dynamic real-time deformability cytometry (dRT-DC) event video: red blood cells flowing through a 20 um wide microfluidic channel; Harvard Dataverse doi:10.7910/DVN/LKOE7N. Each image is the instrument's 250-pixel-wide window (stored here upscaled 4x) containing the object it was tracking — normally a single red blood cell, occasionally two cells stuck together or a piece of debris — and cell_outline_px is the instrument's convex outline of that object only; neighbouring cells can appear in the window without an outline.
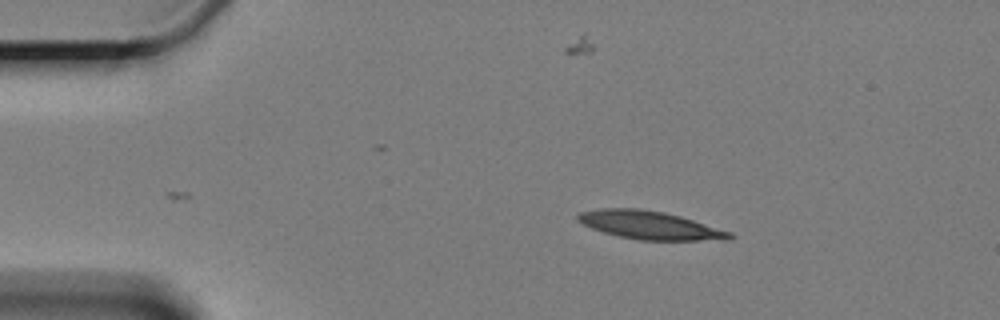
{"species": "Egyptian fruit bat (a non-hibernating species)", "species_latin": "Rousettus aegyptiacus", "temperature_condition": "cold", "stored_images_in_passage": 3, "camera_frame_rate_fps": 3000, "um_per_image_px": 0.085, "animal": {"sex": "female"}, "frame": {"image": 1, "passage_image": 3, "time_ms": 3.333, "image_size_px": [1000, 320], "cell_outline_px": [[736, 236], [728, 240], [640, 240], [620, 236], [604, 232], [592, 228], [576, 220], [576, 216], [580, 212], [604, 208], [640, 208], [664, 212], [680, 216], [732, 232]], "centroid_in_image_um": [55.27, 19.14], "position_along_channel_um": 29.7, "area_um2": 24.85}}